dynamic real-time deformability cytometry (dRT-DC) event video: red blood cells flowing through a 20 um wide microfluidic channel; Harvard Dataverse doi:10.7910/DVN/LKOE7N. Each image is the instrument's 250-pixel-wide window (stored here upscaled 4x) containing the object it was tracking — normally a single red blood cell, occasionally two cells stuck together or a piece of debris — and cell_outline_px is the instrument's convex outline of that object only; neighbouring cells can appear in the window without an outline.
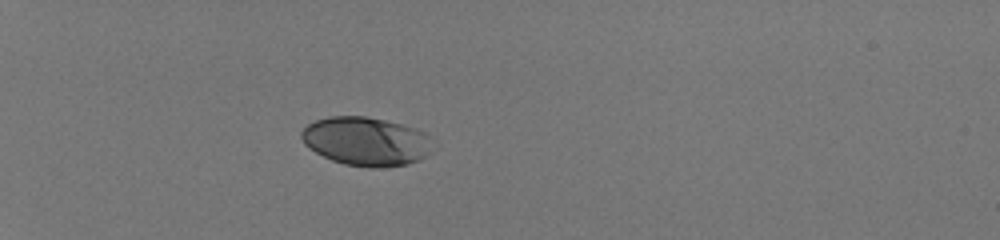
{"species": "human", "species_latin": "Homo sapiens", "temperature_condition": "room temperature", "stored_images_in_passage": 36, "camera_frame_rate_fps": 3000, "um_per_image_px": 0.085, "donor": {"sex": "male"}, "frame": {"image": 1, "passage_image": 1, "time_ms": 0.0, "image_size_px": [1000, 240], "cell_outline_px": [[440, 144], [428, 156], [420, 160], [408, 164], [384, 168], [368, 168], [344, 164], [332, 160], [308, 148], [304, 144], [300, 136], [300, 132], [308, 124], [316, 120], [328, 116], [364, 116], [384, 120], [416, 128], [424, 132]], "centroid_in_image_um": [31.21, 12.03], "position_along_channel_um": 53.8, "area_um2": 38.15}}
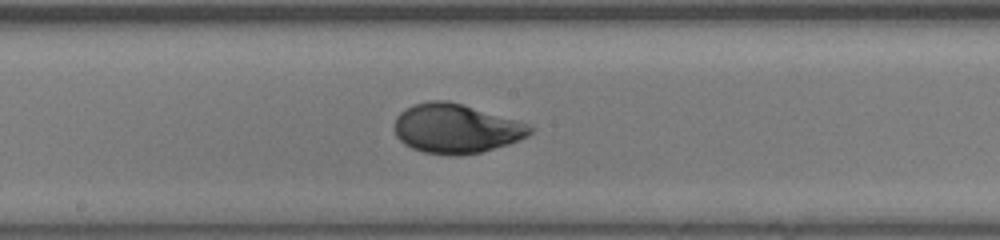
{"frame": {"image": 2, "passage_image": 16, "time_ms": 5.0, "image_size_px": [1000, 240], "cell_outline_px": [[536, 128], [528, 136], [508, 144], [480, 152], [456, 156], [448, 156], [424, 152], [412, 148], [404, 144], [396, 136], [392, 128], [392, 124], [396, 116], [404, 108], [412, 104], [428, 100], [448, 100], [464, 104], [516, 120], [528, 124]], "centroid_in_image_um": [38.71, 10.91], "position_along_channel_um": 209.5, "area_um2": 39.54}}
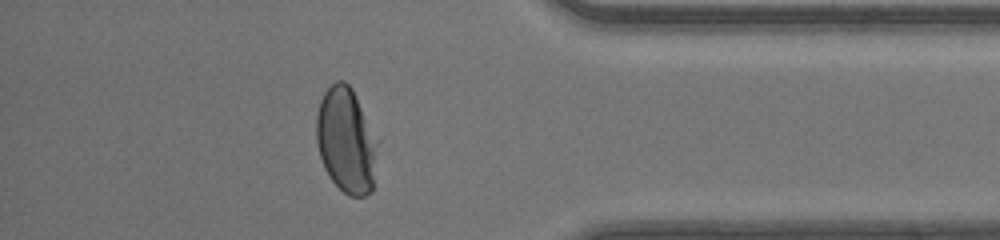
{"frame": {"image": 3, "passage_image": 31, "time_ms": 10.0, "image_size_px": [1000, 240], "cell_outline_px": [[380, 140], [372, 192], [364, 196], [348, 196], [328, 176], [324, 168], [320, 156], [316, 140], [316, 116], [320, 100], [324, 92], [336, 80], [344, 80], [352, 88]], "centroid_in_image_um": [29.46, 11.93], "position_along_channel_um": 405.7, "area_um2": 38.38}, "authors_computed_cell_mechanics": {"area_um2": 38.3792, "velocity_mm_per_s": 4.1607, "shape_relaxation_time_tau1_ms": 3.9457, "shape_relaxation_time_tau2_ms": null, "deformation_change_tau1": 0.1743, "deformation_change_tau2": null}}